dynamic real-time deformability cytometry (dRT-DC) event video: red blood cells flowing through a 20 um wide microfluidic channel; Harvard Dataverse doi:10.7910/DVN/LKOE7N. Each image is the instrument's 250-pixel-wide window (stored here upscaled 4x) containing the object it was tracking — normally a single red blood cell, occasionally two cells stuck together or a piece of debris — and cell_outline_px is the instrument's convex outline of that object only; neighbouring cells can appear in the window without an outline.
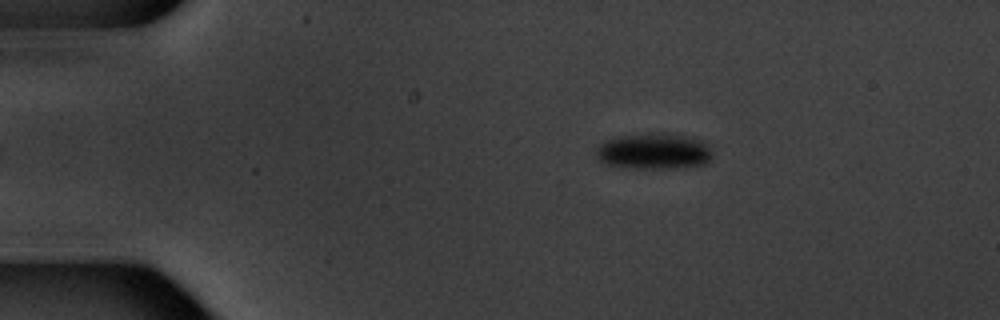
{"species": "common noctule bat (a hibernating species)", "species_latin": "Nyctalus noctula", "temperature_condition": "warm", "stored_images_in_passage": 7, "camera_frame_rate_fps": 3000, "um_per_image_px": 0.085, "animal": {"sex": "male", "body_mass_g": 20.1, "forearm_length_mm": 53.5}, "frame": {"image": 1, "passage_image": 7, "time_ms": 8.0, "image_size_px": [1000, 320], "cell_outline_px": [[712, 160], [708, 164], [664, 168], [636, 168], [604, 164], [596, 160], [596, 148], [600, 144], [608, 140], [620, 136], [684, 136], [704, 140], [708, 144], [712, 152]], "centroid_in_image_um": [55.6, 12.91], "position_along_channel_um": 29.4, "area_um2": 23.58}}